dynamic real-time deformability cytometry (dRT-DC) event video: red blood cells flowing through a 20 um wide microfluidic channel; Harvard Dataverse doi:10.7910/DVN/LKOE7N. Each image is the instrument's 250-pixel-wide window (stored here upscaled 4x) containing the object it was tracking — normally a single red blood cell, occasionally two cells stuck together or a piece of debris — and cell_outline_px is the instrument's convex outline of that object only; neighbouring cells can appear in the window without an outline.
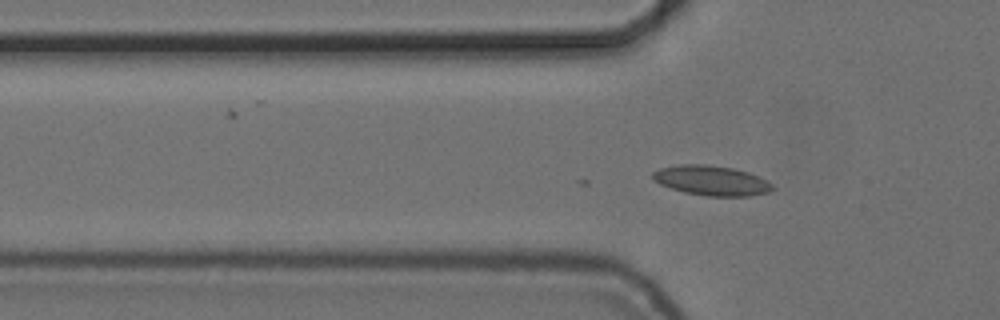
{"species": "common noctule bat (a hibernating species)", "species_latin": "Nyctalus noctula", "temperature_condition": "cold", "stored_images_in_passage": 2, "camera_frame_rate_fps": 3000, "um_per_image_px": 0.085, "animal": {"sex": "female", "body_mass_g": 24.6, "forearm_length_mm": 56.2}, "frame": {"image": 1, "passage_image": 2, "time_ms": 0.333, "image_size_px": [1000, 320], "cell_outline_px": [[776, 188], [768, 192], [752, 196], [704, 196], [684, 192], [660, 184], [652, 180], [652, 172], [660, 168], [680, 164], [708, 164], [732, 168], [748, 172], [760, 176], [768, 180]], "centroid_in_image_um": [60.5, 15.34], "position_along_channel_um": 65.3, "area_um2": 21.1}}